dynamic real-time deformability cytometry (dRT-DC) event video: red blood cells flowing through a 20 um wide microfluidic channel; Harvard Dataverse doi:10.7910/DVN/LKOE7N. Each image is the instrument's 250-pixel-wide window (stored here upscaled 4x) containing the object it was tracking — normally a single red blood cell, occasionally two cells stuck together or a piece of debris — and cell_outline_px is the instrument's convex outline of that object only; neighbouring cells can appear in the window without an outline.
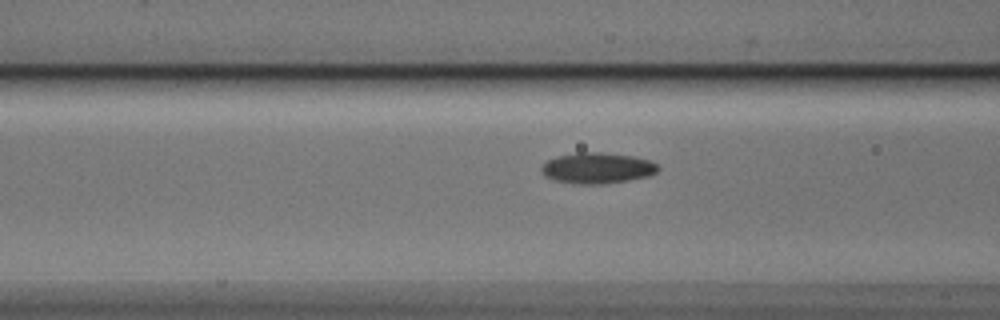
{"species": "Egyptian fruit bat (a non-hibernating species)", "species_latin": "Rousettus aegyptiacus", "temperature_condition": "cold", "stored_images_in_passage": 7, "camera_frame_rate_fps": 3000, "um_per_image_px": 0.085, "animal": {"sex": "male"}, "frame": {"image": 1, "passage_image": 5, "time_ms": 1.333, "image_size_px": [1000, 320], "cell_outline_px": [[660, 168], [656, 172], [648, 176], [628, 180], [604, 184], [580, 184], [556, 180], [548, 176], [540, 168], [548, 160], [560, 156], [576, 152], [600, 152], [632, 156], [648, 160], [656, 164]], "centroid_in_image_um": [50.81, 14.28], "position_along_channel_um": 115.8, "area_um2": 20.58}}